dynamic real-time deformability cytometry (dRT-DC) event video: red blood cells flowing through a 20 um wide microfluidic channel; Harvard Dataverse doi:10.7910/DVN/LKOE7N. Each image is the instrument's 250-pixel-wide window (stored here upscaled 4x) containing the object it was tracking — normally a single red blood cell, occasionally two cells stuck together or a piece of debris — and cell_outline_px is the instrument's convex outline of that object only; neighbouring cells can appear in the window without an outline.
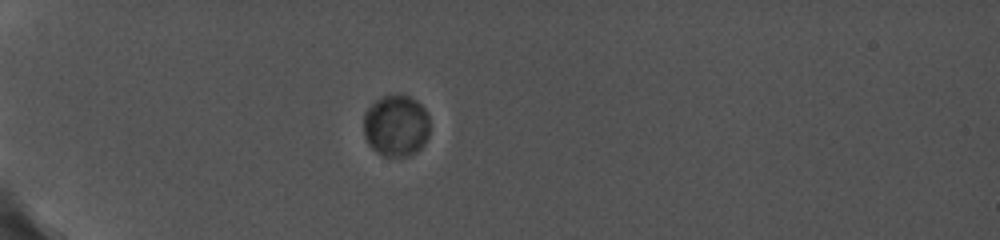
{"species": "common noctule bat (a hibernating species)", "species_latin": "Nyctalus noctula", "temperature_condition": "cold", "stored_images_in_passage": 26, "camera_frame_rate_fps": 5000, "um_per_image_px": 0.085, "animal": {"sex": "female", "body_mass_g": 19.0, "forearm_length_mm": 56.7}, "frame": {"image": 1, "passage_image": 1, "time_ms": 0.0, "image_size_px": [1000, 240], "cell_outline_px": [[428, 136], [424, 144], [420, 148], [404, 156], [384, 156], [372, 148], [368, 144], [364, 136], [364, 112], [380, 96], [408, 96], [416, 100], [424, 108], [428, 116]], "centroid_in_image_um": [33.64, 10.68], "position_along_channel_um": 51.4, "area_um2": 23.47}}
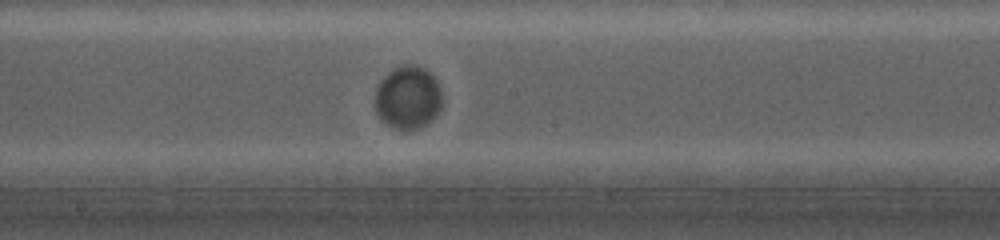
{"frame": {"image": 2, "passage_image": 12, "time_ms": 5.4, "image_size_px": [1000, 240], "cell_outline_px": [[440, 108], [436, 116], [420, 128], [396, 128], [388, 124], [376, 112], [376, 88], [380, 80], [388, 72], [404, 64], [416, 64], [424, 68], [436, 80], [440, 88]], "centroid_in_image_um": [34.67, 8.25], "position_along_channel_um": 213.5, "area_um2": 24.16}}
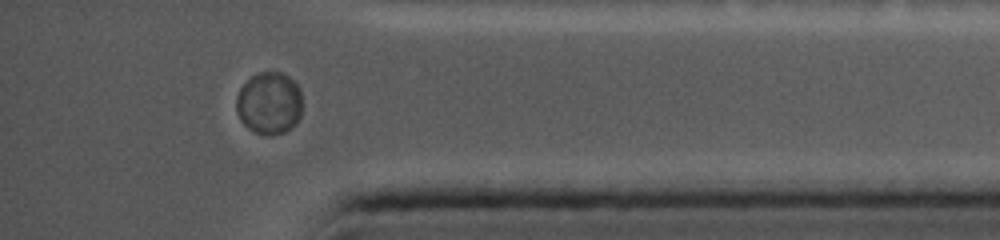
{"frame": {"image": 3, "passage_image": 24, "time_ms": 10.8, "image_size_px": [1000, 240], "cell_outline_px": [[300, 116], [296, 124], [284, 132], [256, 132], [248, 128], [240, 120], [236, 108], [236, 96], [240, 88], [252, 76], [260, 72], [284, 72], [300, 88]], "centroid_in_image_um": [22.87, 8.72], "position_along_channel_um": 412.3, "area_um2": 23.47}}